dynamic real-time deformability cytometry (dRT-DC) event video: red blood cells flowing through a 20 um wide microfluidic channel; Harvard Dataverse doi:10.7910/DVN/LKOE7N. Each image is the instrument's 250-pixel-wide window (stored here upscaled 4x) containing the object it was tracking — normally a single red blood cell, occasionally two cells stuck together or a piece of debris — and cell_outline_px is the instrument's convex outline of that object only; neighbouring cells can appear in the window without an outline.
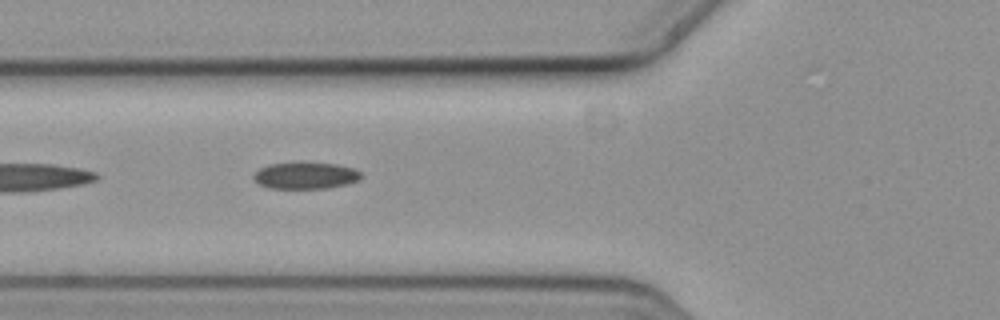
{"species": "common noctule bat (a hibernating species)", "species_latin": "Nyctalus noctula", "temperature_condition": "cold", "stored_images_in_passage": 5, "camera_frame_rate_fps": 3000, "um_per_image_px": 0.085, "animal": {"sex": "female", "body_mass_g": 19.3, "forearm_length_mm": 54.1}, "frame": {"image": 1, "passage_image": 5, "time_ms": 1.333, "image_size_px": [1000, 320], "cell_outline_px": [[364, 176], [360, 180], [348, 184], [328, 188], [268, 188], [252, 180], [252, 176], [260, 168], [268, 164], [292, 160], [336, 164], [356, 168]], "centroid_in_image_um": [25.98, 14.88], "position_along_channel_um": 99.8, "area_um2": 17.51}}